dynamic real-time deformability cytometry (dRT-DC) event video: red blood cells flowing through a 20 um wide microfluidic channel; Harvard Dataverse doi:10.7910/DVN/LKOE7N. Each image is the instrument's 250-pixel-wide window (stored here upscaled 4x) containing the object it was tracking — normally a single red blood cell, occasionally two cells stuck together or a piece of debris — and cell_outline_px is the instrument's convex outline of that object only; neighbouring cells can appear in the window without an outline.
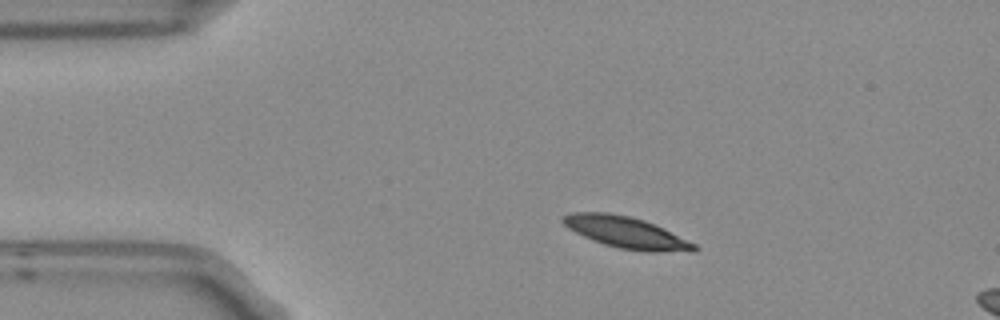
{"species": "Egyptian fruit bat (a non-hibernating species)", "species_latin": "Rousettus aegyptiacus", "temperature_condition": "room temperature", "stored_images_in_passage": 3, "camera_frame_rate_fps": 3000, "um_per_image_px": 0.085, "frame": {"image": 1, "passage_image": 1, "time_ms": 0.0, "image_size_px": [1000, 320], "cell_outline_px": [[700, 248], [696, 252], [644, 252], [620, 248], [604, 244], [592, 240], [568, 228], [560, 220], [564, 216], [572, 212], [604, 212], [628, 216], [644, 220], [696, 244]], "centroid_in_image_um": [53.25, 19.78], "position_along_channel_um": 31.7, "area_um2": 23.93}}